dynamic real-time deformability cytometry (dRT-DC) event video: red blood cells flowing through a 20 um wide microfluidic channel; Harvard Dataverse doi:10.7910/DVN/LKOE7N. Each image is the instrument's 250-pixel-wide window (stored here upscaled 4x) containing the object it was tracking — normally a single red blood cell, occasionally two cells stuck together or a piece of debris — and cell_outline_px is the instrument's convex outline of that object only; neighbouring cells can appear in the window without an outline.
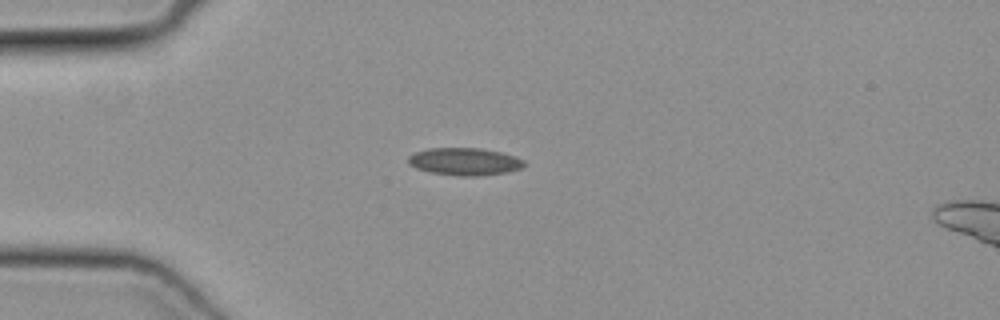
{"species": "common noctule bat (a hibernating species)", "species_latin": "Nyctalus noctula", "temperature_condition": "cold", "stored_images_in_passage": 49, "camera_frame_rate_fps": 3000, "um_per_image_px": 0.085, "animal": {"sex": "female", "body_mass_g": 19.3, "forearm_length_mm": 54.1}, "frame": {"image": 1, "passage_image": 11, "time_ms": 3.333, "image_size_px": [1000, 320], "cell_outline_px": [[528, 164], [524, 168], [508, 172], [480, 176], [460, 176], [432, 172], [416, 168], [408, 164], [408, 156], [416, 152], [428, 148], [480, 148], [500, 152], [516, 156], [524, 160]], "centroid_in_image_um": [39.55, 13.73], "position_along_channel_um": 45.4, "area_um2": 18.73}}
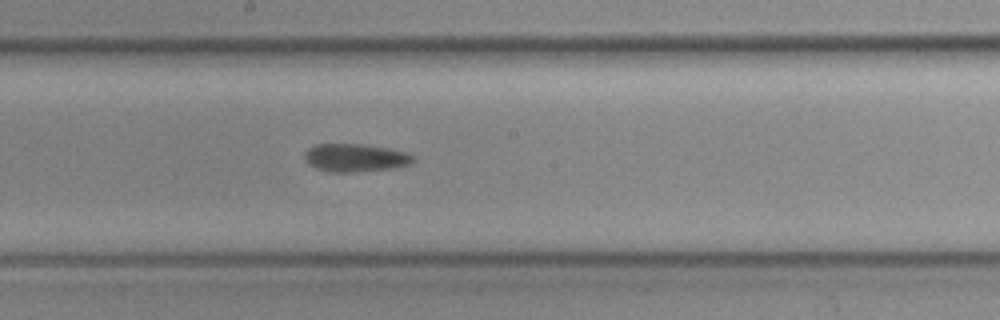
{"frame": {"image": 2, "passage_image": 25, "time_ms": 8.0, "image_size_px": [1000, 320], "cell_outline_px": [[416, 160], [408, 164], [396, 168], [356, 172], [328, 172], [316, 168], [308, 164], [304, 156], [304, 152], [308, 148], [316, 144], [360, 144], [388, 148], [404, 152], [416, 156]], "centroid_in_image_um": [30.2, 13.42], "position_along_channel_um": 218.0, "area_um2": 17.86}}
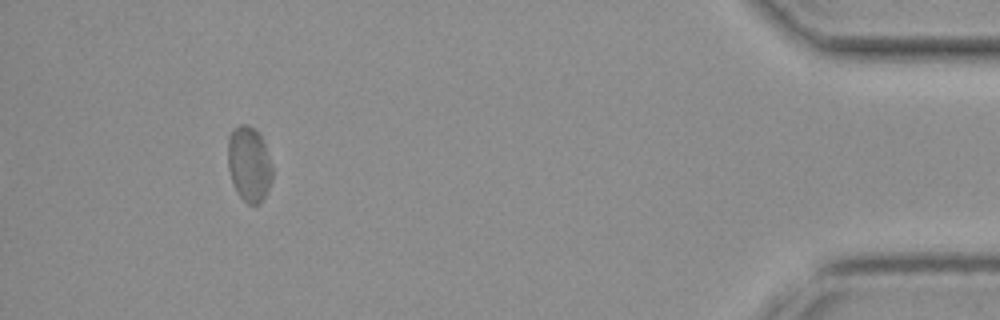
{"frame": {"image": 3, "passage_image": 44, "time_ms": 14.333, "image_size_px": [1000, 320], "cell_outline_px": [[272, 180], [268, 192], [264, 200], [260, 204], [248, 204], [236, 192], [228, 168], [228, 136], [240, 124], [248, 124], [256, 128], [264, 144], [272, 164]], "centroid_in_image_um": [21.19, 13.97], "position_along_channel_um": 414.0, "area_um2": 19.65}}